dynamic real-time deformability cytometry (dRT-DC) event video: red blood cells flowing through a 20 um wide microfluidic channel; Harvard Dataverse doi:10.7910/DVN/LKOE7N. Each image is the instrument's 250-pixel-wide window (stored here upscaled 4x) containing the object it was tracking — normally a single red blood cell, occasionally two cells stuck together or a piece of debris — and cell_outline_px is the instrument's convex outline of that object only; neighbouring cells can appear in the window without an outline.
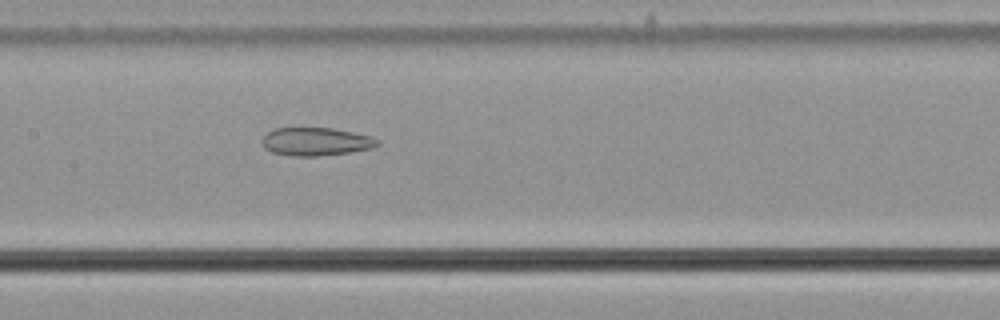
{"species": "common noctule bat (a hibernating species)", "species_latin": "Nyctalus noctula", "temperature_condition": "cold", "stored_images_in_passage": 38, "camera_frame_rate_fps": 3000, "um_per_image_px": 0.085, "animal": {"sex": "male", "body_mass_g": 21.5, "forearm_length_mm": 52.0}, "frame": {"image": 1, "passage_image": 10, "time_ms": 3.0, "image_size_px": [1000, 320], "cell_outline_px": [[380, 144], [372, 148], [352, 152], [316, 156], [292, 156], [272, 152], [264, 148], [260, 140], [268, 132], [276, 128], [332, 128], [372, 136], [380, 140]], "centroid_in_image_um": [26.86, 12.04], "position_along_channel_um": 180.5, "area_um2": 19.02}}
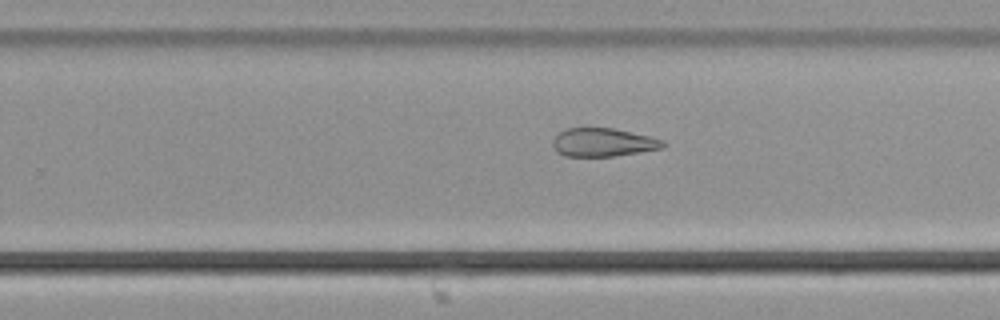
{"frame": {"image": 2, "passage_image": 18, "time_ms": 5.667, "image_size_px": [1000, 320], "cell_outline_px": [[664, 148], [640, 152], [612, 156], [564, 156], [556, 152], [552, 144], [552, 140], [560, 132], [568, 128], [612, 128], [648, 136], [664, 140]], "centroid_in_image_um": [51.24, 12.11], "position_along_channel_um": 278.6, "area_um2": 18.09}}
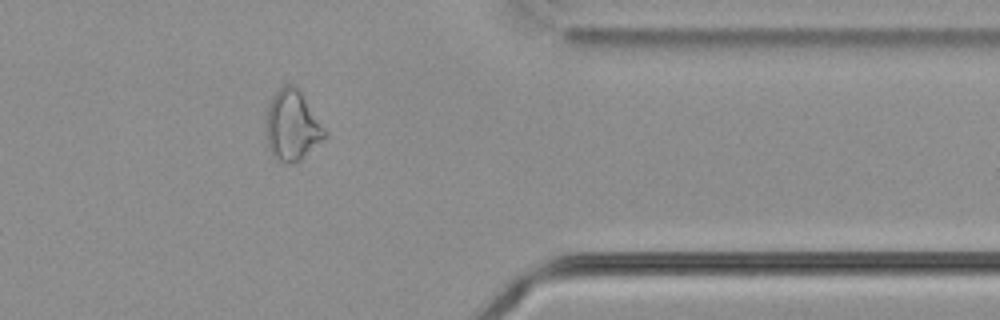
{"frame": {"image": 3, "passage_image": 28, "time_ms": 9.0, "image_size_px": [1000, 320], "cell_outline_px": [[328, 136], [300, 160], [288, 164], [280, 164], [272, 156], [268, 148], [268, 108], [272, 96], [284, 84], [292, 84], [304, 96], [328, 132]], "centroid_in_image_um": [24.87, 10.71], "position_along_channel_um": 386.5, "area_um2": 23.93}, "authors_computed_cell_mechanics": {"area_um2": 20.8369, "velocity_mm_per_s": 3.6968, "shape_relaxation_time_tau1_ms": null, "shape_relaxation_time_tau2_ms": 7.7733, "deformation_change_tau1": null, "deformation_change_tau2": 0.1796}}